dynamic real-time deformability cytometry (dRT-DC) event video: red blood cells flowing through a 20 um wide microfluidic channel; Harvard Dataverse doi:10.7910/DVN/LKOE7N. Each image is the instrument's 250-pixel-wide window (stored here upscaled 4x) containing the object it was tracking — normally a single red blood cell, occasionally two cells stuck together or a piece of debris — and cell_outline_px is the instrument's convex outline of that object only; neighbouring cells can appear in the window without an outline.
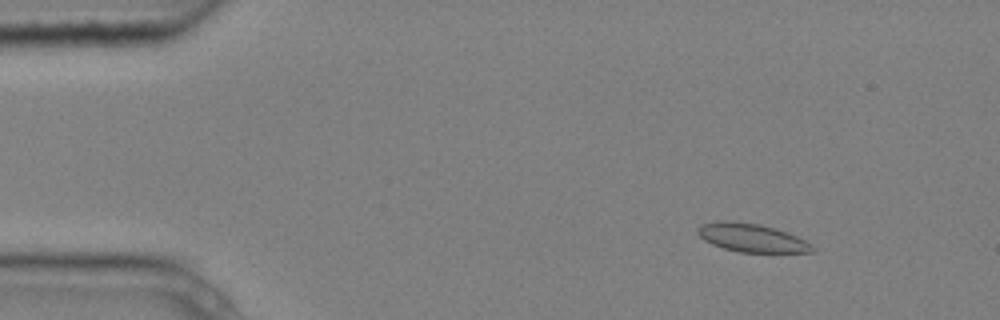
{"species": "common noctule bat (a hibernating species)", "species_latin": "Nyctalus noctula", "temperature_condition": "cold", "stored_images_in_passage": 4, "camera_frame_rate_fps": 3000, "um_per_image_px": 0.085, "animal": {"sex": "male", "body_mass_g": 20.4}, "frame": {"image": 1, "passage_image": 2, "time_ms": 0.333, "image_size_px": [1000, 320], "cell_outline_px": [[812, 252], [740, 252], [724, 248], [712, 244], [704, 240], [696, 232], [696, 228], [700, 224], [724, 220], [760, 224], [788, 232], [812, 244]], "centroid_in_image_um": [63.85, 20.2], "position_along_channel_um": 21.2, "area_um2": 18.79}}